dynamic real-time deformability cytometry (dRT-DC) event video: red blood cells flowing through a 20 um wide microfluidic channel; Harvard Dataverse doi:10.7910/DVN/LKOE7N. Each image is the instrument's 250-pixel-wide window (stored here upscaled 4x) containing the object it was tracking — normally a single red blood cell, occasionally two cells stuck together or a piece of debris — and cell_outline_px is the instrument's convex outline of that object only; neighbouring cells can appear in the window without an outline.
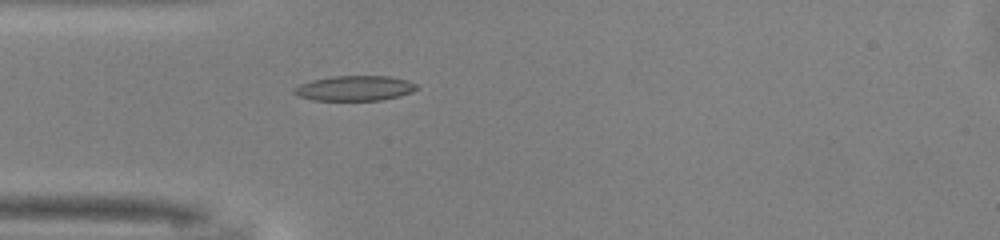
{"species": "common noctule bat (a hibernating species)", "species_latin": "Nyctalus noctula", "temperature_condition": "warm", "stored_images_in_passage": 26, "camera_frame_rate_fps": 3000, "um_per_image_px": 0.085, "animal": {"sex": "male", "body_mass_g": 13.0, "forearm_length_mm": 53.1}, "frame": {"image": 1, "passage_image": 1, "time_ms": 0.0, "image_size_px": [1000, 240], "cell_outline_px": [[420, 88], [412, 92], [400, 96], [380, 100], [312, 100], [296, 96], [292, 92], [292, 88], [300, 84], [312, 80], [332, 76], [388, 76], [408, 80], [416, 84]], "centroid_in_image_um": [30.13, 7.5], "position_along_channel_um": 54.9, "area_um2": 18.09}}
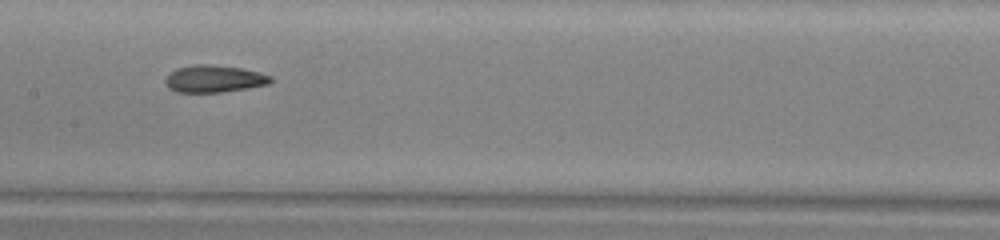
{"frame": {"image": 2, "passage_image": 11, "time_ms": 3.333, "image_size_px": [1000, 240], "cell_outline_px": [[272, 80], [268, 84], [220, 92], [176, 92], [168, 88], [164, 80], [176, 68], [196, 64], [208, 64], [240, 68], [260, 72], [272, 76]], "centroid_in_image_um": [18.18, 6.69], "position_along_channel_um": 189.2, "area_um2": 16.47}}
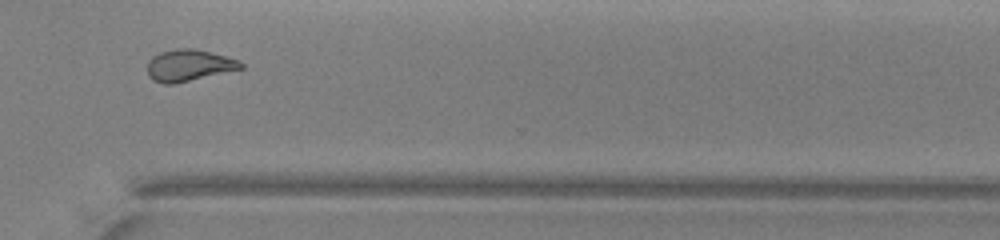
{"frame": {"image": 3, "passage_image": 23, "time_ms": 7.333, "image_size_px": [1000, 240], "cell_outline_px": [[244, 68], [176, 84], [164, 84], [152, 80], [148, 76], [148, 60], [152, 56], [160, 52], [176, 48], [192, 48], [224, 56], [236, 60], [244, 64]], "centroid_in_image_um": [16.01, 5.57], "position_along_channel_um": 354.6, "area_um2": 17.22}, "authors_computed_cell_mechanics": {"area_um2": 16.6175, "velocity_mm_per_s": 4.128, "shape_relaxation_time_tau1_ms": null, "shape_relaxation_time_tau2_ms": 2.7093, "deformation_change_tau1": null, "deformation_change_tau2": 0.0868}}